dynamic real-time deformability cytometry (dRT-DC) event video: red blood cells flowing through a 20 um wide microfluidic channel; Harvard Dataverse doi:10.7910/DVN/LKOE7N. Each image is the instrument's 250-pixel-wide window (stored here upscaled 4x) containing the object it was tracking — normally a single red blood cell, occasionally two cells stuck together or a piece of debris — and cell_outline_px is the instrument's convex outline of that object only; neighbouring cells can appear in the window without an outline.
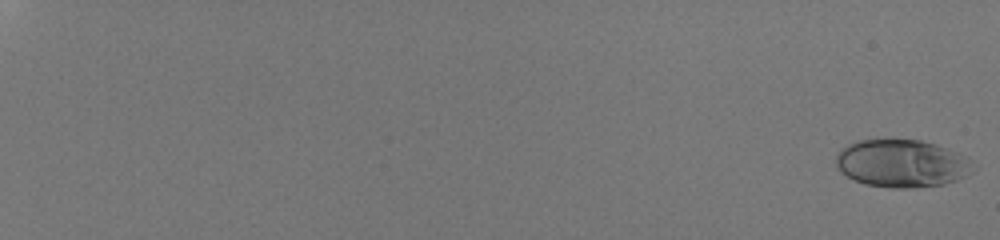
{"species": "human", "species_latin": "Homo sapiens", "temperature_condition": "room temperature", "stored_images_in_passage": 54, "camera_frame_rate_fps": 3000, "um_per_image_px": 0.085, "donor": {"sex": "male"}, "frame": {"image": 1, "passage_image": 1, "time_ms": 0.0, "image_size_px": [1000, 240], "cell_outline_px": [[968, 156], [964, 176], [956, 180], [944, 184], [908, 188], [892, 188], [864, 184], [840, 172], [836, 168], [836, 156], [840, 148], [856, 140], [892, 136], [920, 140], [936, 144]], "centroid_in_image_um": [76.51, 13.83], "position_along_channel_um": 8.5, "area_um2": 38.44}}
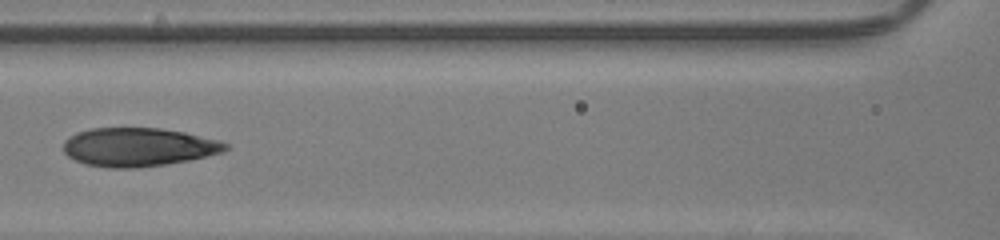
{"frame": {"image": 2, "passage_image": 31, "time_ms": 10.0, "image_size_px": [1000, 240], "cell_outline_px": [[228, 148], [224, 152], [188, 160], [164, 164], [136, 168], [108, 168], [88, 164], [76, 160], [68, 156], [64, 152], [64, 140], [68, 136], [76, 132], [92, 128], [160, 128], [184, 132], [220, 140], [228, 144]], "centroid_in_image_um": [11.76, 12.49], "position_along_channel_um": 154.8, "area_um2": 36.41}}
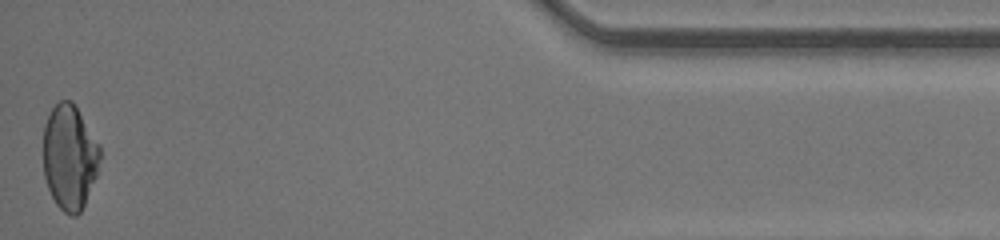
{"frame": {"image": 3, "passage_image": 54, "time_ms": 17.667, "image_size_px": [1000, 240], "cell_outline_px": [[100, 160], [96, 176], [84, 204], [80, 212], [76, 216], [72, 216], [64, 212], [56, 204], [48, 188], [44, 176], [44, 124], [52, 108], [60, 100], [72, 100], [100, 144]], "centroid_in_image_um": [5.92, 13.34], "position_along_channel_um": 429.3, "area_um2": 34.68}, "authors_computed_cell_mechanics": {"area_um2": 36.4429, "velocity_mm_per_s": 4.3017, "shape_relaxation_time_tau1_ms": null, "shape_relaxation_time_tau2_ms": 1.091, "deformation_change_tau1": null, "deformation_change_tau2": 0.0609}}